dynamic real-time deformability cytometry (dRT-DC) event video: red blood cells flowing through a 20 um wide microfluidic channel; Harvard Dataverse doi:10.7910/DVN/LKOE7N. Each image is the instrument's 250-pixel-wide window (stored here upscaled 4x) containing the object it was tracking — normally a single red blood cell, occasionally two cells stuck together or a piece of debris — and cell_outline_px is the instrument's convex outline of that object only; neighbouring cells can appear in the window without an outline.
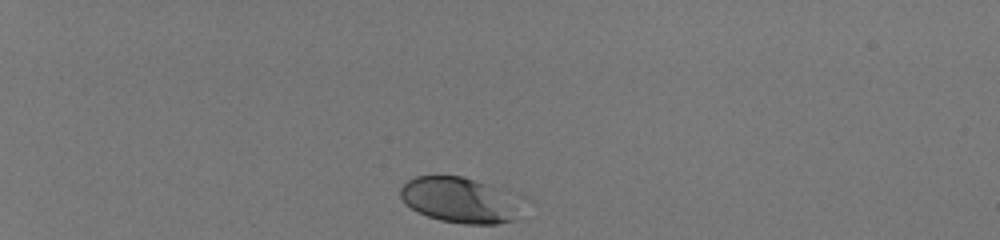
{"species": "human", "species_latin": "Homo sapiens", "temperature_condition": "room temperature", "stored_images_in_passage": 35, "camera_frame_rate_fps": 3000, "um_per_image_px": 0.085, "donor": {"sex": "male"}, "frame": {"image": 1, "passage_image": 1, "time_ms": 0.0, "image_size_px": [1000, 240], "cell_outline_px": [[520, 220], [496, 224], [464, 224], [440, 220], [428, 216], [404, 204], [400, 196], [400, 188], [408, 180], [416, 176], [460, 176], [488, 184], [496, 188]], "centroid_in_image_um": [38.84, 17.02], "position_along_channel_um": 46.2, "area_um2": 30.46}}
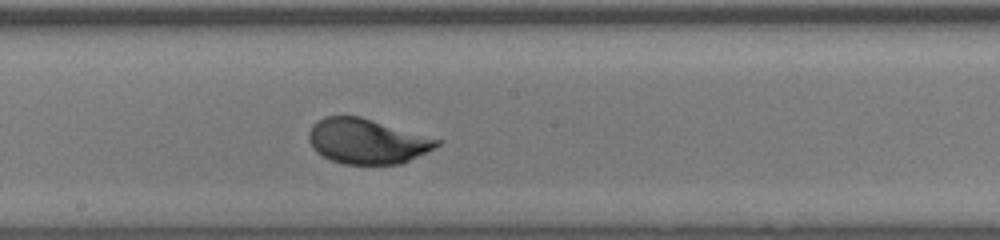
{"frame": {"image": 2, "passage_image": 20, "time_ms": 6.333, "image_size_px": [1000, 240], "cell_outline_px": [[444, 140], [440, 144], [400, 164], [344, 164], [332, 160], [316, 152], [312, 148], [308, 140], [308, 132], [312, 124], [316, 120], [324, 116], [360, 116]], "centroid_in_image_um": [31.15, 11.98], "position_along_channel_um": 217.0, "area_um2": 33.64}}
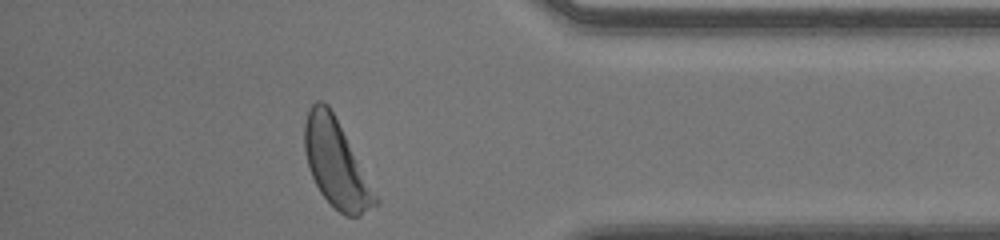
{"frame": {"image": 3, "passage_image": 35, "time_ms": 11.333, "image_size_px": [1000, 240], "cell_outline_px": [[380, 204], [360, 216], [344, 216], [320, 192], [308, 168], [304, 148], [304, 124], [308, 112], [312, 104], [316, 100], [320, 100], [328, 104], [380, 200]], "centroid_in_image_um": [28.57, 13.93], "position_along_channel_um": 406.6, "area_um2": 35.49}, "authors_computed_cell_mechanics": {"area_um2": 33.235, "velocity_mm_per_s": 4.0358, "shape_relaxation_time_tau1_ms": 2.147, "shape_relaxation_time_tau2_ms": null, "deformation_change_tau1": 0.144, "deformation_change_tau2": null}}